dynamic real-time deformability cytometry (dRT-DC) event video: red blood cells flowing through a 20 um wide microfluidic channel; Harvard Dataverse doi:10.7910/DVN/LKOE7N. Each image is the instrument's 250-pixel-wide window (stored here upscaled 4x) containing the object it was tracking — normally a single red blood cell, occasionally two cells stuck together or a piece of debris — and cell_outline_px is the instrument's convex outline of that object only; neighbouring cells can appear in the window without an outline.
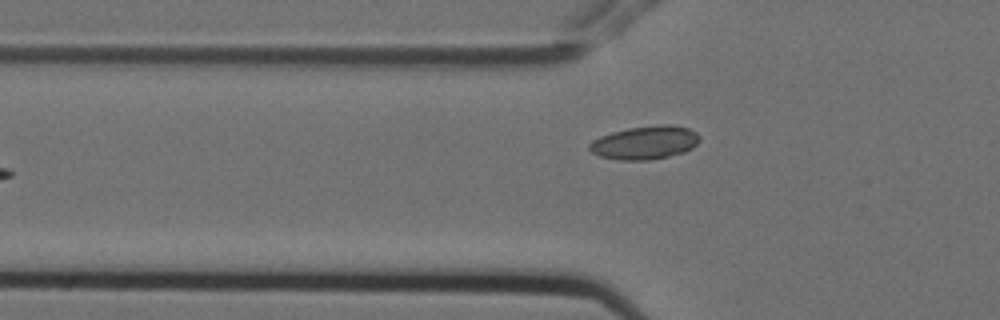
{"species": "Egyptian fruit bat (a non-hibernating species)", "species_latin": "Rousettus aegyptiacus", "temperature_condition": "cold", "stored_images_in_passage": 6, "camera_frame_rate_fps": 3000, "um_per_image_px": 0.085, "animal": {"sex": "female"}, "frame": {"image": 1, "passage_image": 5, "time_ms": 1.333, "image_size_px": [1000, 320], "cell_outline_px": [[700, 140], [692, 148], [684, 152], [668, 156], [648, 160], [620, 160], [600, 156], [592, 152], [588, 148], [588, 144], [592, 140], [600, 136], [612, 132], [628, 128], [660, 124], [672, 124], [688, 128], [696, 132], [700, 136]], "centroid_in_image_um": [54.82, 12.11], "position_along_channel_um": 71.0, "area_um2": 21.5}}
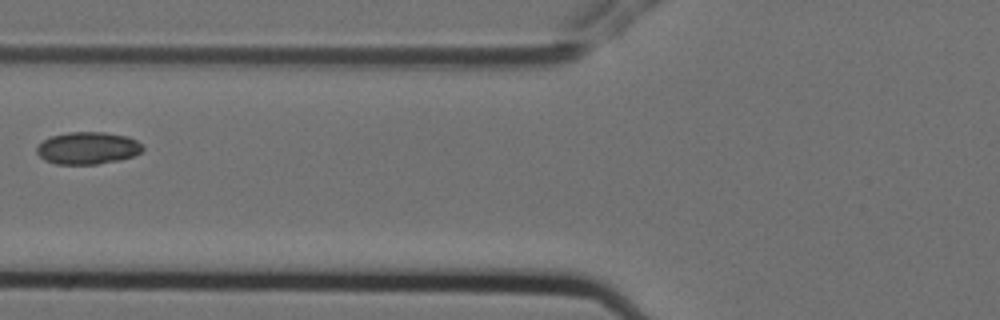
{"frame": {"image": 2, "passage_image": 6, "time_ms": 1.667, "image_size_px": [1000, 320], "cell_outline_px": [[144, 148], [140, 152], [132, 156], [120, 160], [96, 164], [56, 164], [44, 160], [36, 152], [36, 148], [44, 140], [52, 136], [68, 132], [104, 132], [128, 136], [136, 140]], "centroid_in_image_um": [7.45, 12.59], "position_along_channel_um": 118.4, "area_um2": 19.83}}